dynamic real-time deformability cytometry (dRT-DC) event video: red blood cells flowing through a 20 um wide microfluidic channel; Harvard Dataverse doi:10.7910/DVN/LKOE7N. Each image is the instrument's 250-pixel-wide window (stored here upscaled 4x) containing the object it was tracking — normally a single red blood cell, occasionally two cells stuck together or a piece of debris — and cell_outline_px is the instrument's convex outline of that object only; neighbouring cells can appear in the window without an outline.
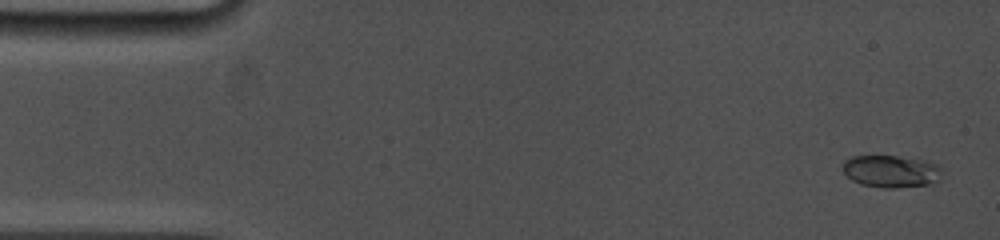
{"species": "common noctule bat (a hibernating species)", "species_latin": "Nyctalus noctula", "temperature_condition": "cold", "stored_images_in_passage": 31, "camera_frame_rate_fps": 5000, "um_per_image_px": 0.085, "animal": {"sex": "female", "body_mass_g": 19.0, "forearm_length_mm": 53.3}, "frame": {"image": 1, "passage_image": 1, "time_ms": 0.0, "image_size_px": [1000, 240], "cell_outline_px": [[940, 180], [932, 184], [896, 188], [884, 188], [860, 184], [852, 180], [844, 172], [844, 160], [852, 156], [896, 156], [928, 160], [936, 164], [940, 168]], "centroid_in_image_um": [75.77, 14.56], "position_along_channel_um": 9.2, "area_um2": 18.73}}
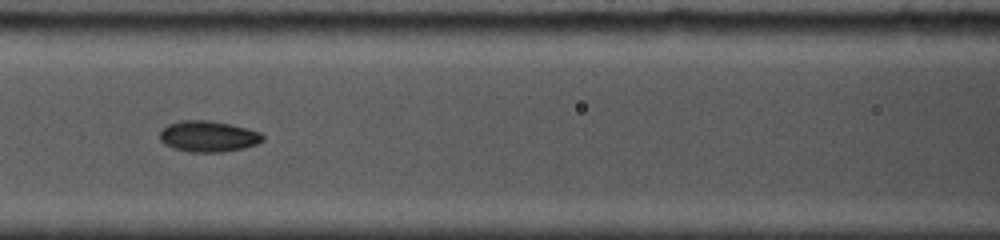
{"frame": {"image": 2, "passage_image": 18, "time_ms": 6.6, "image_size_px": [1000, 240], "cell_outline_px": [[264, 140], [256, 144], [244, 148], [220, 152], [192, 152], [176, 148], [164, 144], [160, 140], [160, 132], [168, 124], [184, 120], [208, 120], [248, 128], [260, 132], [264, 136]], "centroid_in_image_um": [17.72, 11.59], "position_along_channel_um": 148.9, "area_um2": 18.44}}
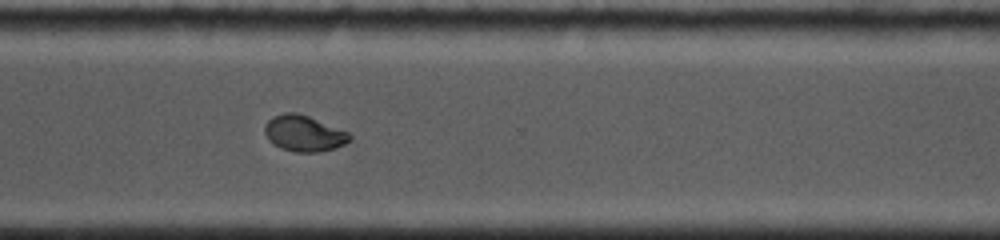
{"frame": {"image": 3, "passage_image": 31, "time_ms": 11.6, "image_size_px": [1000, 240], "cell_outline_px": [[352, 140], [336, 148], [320, 152], [296, 152], [280, 148], [268, 140], [264, 132], [264, 124], [272, 116], [284, 112], [296, 112], [308, 116], [348, 132], [352, 136]], "centroid_in_image_um": [25.81, 11.34], "position_along_channel_um": 344.8, "area_um2": 17.98}}